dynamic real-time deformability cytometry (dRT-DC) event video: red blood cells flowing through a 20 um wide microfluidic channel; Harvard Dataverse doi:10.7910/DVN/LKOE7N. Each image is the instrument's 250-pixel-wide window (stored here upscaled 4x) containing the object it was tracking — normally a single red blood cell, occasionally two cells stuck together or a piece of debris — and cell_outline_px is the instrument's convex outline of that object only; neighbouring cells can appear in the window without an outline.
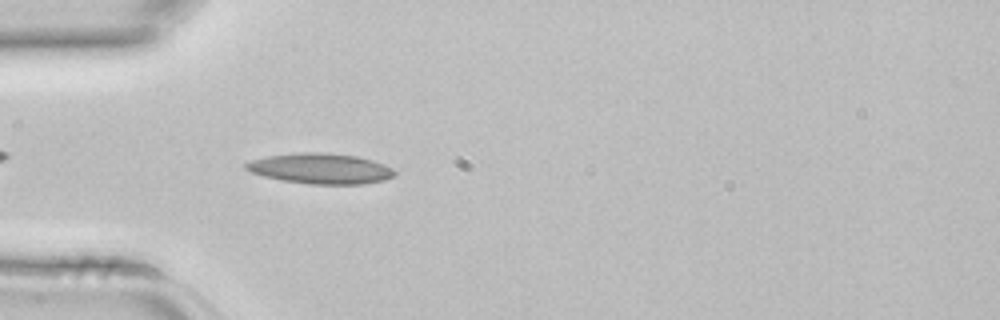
{"species": "common noctule bat (a hibernating species)", "species_latin": "Nyctalus noctula", "temperature_condition": "room temperature", "stored_images_in_passage": 2, "camera_frame_rate_fps": 3000, "um_per_image_px": 0.085, "animal": {"sex": "female", "body_mass_g": 22.7, "forearm_length_mm": 54.2}, "frame": {"image": 1, "passage_image": 2, "time_ms": 0.333, "image_size_px": [1000, 320], "cell_outline_px": [[396, 176], [384, 180], [364, 184], [308, 184], [280, 180], [264, 176], [252, 172], [244, 168], [244, 164], [252, 160], [268, 156], [304, 152], [328, 152], [356, 156], [372, 160], [384, 164], [392, 168], [396, 172]], "centroid_in_image_um": [27.28, 14.33], "position_along_channel_um": 57.7, "area_um2": 26.47}}